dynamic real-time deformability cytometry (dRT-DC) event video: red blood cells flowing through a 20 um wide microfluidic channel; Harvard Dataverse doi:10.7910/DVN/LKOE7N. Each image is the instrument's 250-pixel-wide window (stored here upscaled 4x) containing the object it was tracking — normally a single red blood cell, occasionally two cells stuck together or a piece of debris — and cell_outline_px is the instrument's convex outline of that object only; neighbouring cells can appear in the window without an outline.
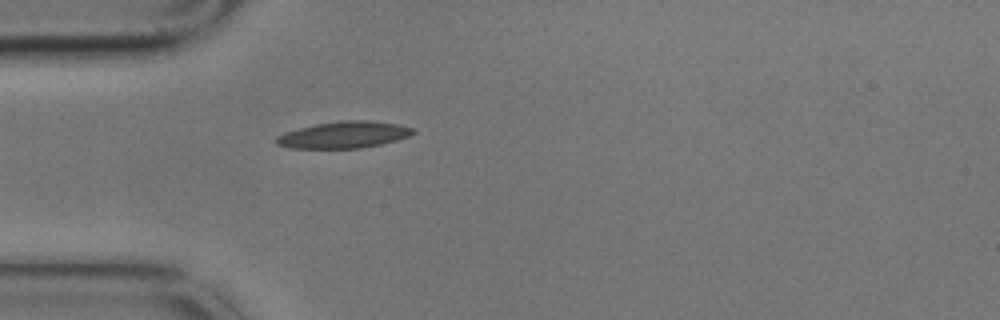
{"species": "common noctule bat (a hibernating species)", "species_latin": "Nyctalus noctula", "temperature_condition": "cold", "stored_images_in_passage": 5, "camera_frame_rate_fps": 3000, "um_per_image_px": 0.085, "animal": {"sex": "male", "body_mass_g": 17.9}, "frame": {"image": 1, "passage_image": 5, "time_ms": 1.333, "image_size_px": [1000, 320], "cell_outline_px": [[416, 132], [408, 136], [396, 140], [380, 144], [360, 148], [292, 148], [276, 144], [276, 136], [284, 132], [316, 124], [340, 120], [372, 120], [396, 124], [412, 128]], "centroid_in_image_um": [29.21, 11.45], "position_along_channel_um": 55.8, "area_um2": 21.1}}